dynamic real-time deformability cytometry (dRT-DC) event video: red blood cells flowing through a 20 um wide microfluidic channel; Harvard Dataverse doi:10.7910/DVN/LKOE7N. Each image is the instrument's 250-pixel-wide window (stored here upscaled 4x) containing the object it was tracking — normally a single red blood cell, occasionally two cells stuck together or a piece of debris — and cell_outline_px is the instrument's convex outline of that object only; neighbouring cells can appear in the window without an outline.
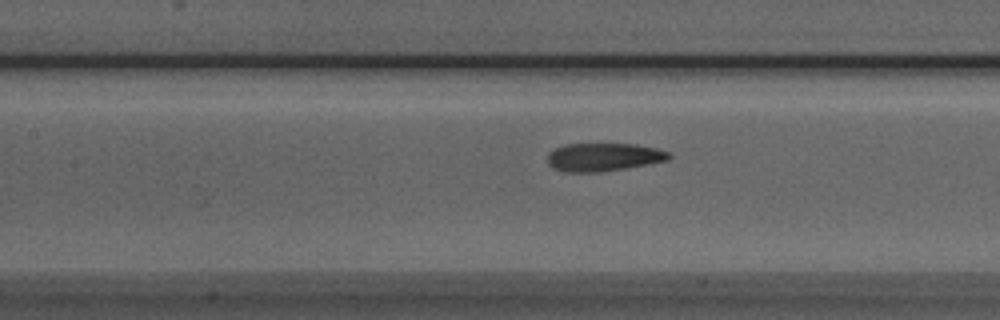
{"species": "Egyptian fruit bat (a non-hibernating species)", "species_latin": "Rousettus aegyptiacus", "temperature_condition": "room temperature", "stored_images_in_passage": 38, "camera_frame_rate_fps": 3000, "um_per_image_px": 0.085, "animal": {"sex": "male"}, "frame": {"image": 1, "passage_image": 14, "time_ms": 4.333, "image_size_px": [1000, 320], "cell_outline_px": [[672, 156], [668, 160], [624, 168], [600, 172], [564, 172], [552, 168], [548, 164], [548, 152], [564, 144], [636, 144], [656, 148], [668, 152]], "centroid_in_image_um": [51.26, 13.35], "position_along_channel_um": 156.1, "area_um2": 19.88}}
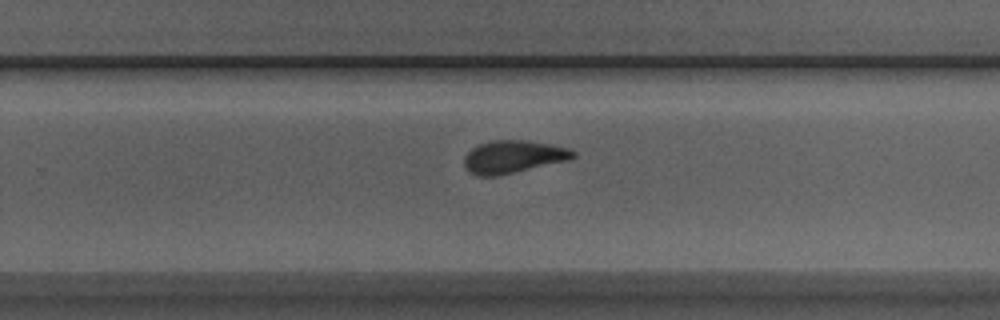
{"frame": {"image": 2, "passage_image": 24, "time_ms": 7.667, "image_size_px": [1000, 320], "cell_outline_px": [[576, 156], [572, 160], [496, 176], [476, 176], [468, 172], [464, 164], [464, 156], [476, 144], [488, 140], [528, 140], [568, 148], [576, 152]], "centroid_in_image_um": [43.61, 13.32], "position_along_channel_um": 286.2, "area_um2": 21.1}}
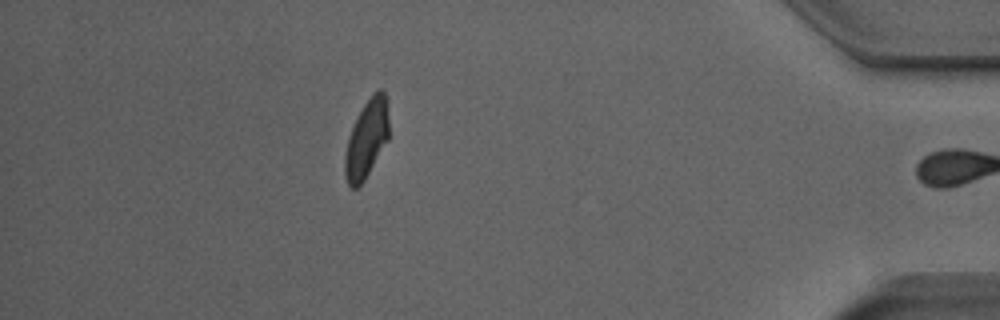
{"frame": {"image": 3, "passage_image": 37, "time_ms": 12.0, "image_size_px": [1000, 320], "cell_outline_px": [[388, 140], [364, 180], [356, 188], [352, 188], [348, 184], [344, 172], [344, 156], [348, 136], [364, 104], [372, 92], [380, 88], [384, 92], [388, 100]], "centroid_in_image_um": [31.17, 11.77], "position_along_channel_um": 404.0, "area_um2": 20.0}, "authors_computed_cell_mechanics": {"area_um2": 20.6346, "velocity_mm_per_s": 3.9107, "shape_relaxation_time_tau1_ms": 8.925, "shape_relaxation_time_tau2_ms": 1.7259, "deformation_change_tau1": 0.1992, "deformation_change_tau2": 0.0781}}